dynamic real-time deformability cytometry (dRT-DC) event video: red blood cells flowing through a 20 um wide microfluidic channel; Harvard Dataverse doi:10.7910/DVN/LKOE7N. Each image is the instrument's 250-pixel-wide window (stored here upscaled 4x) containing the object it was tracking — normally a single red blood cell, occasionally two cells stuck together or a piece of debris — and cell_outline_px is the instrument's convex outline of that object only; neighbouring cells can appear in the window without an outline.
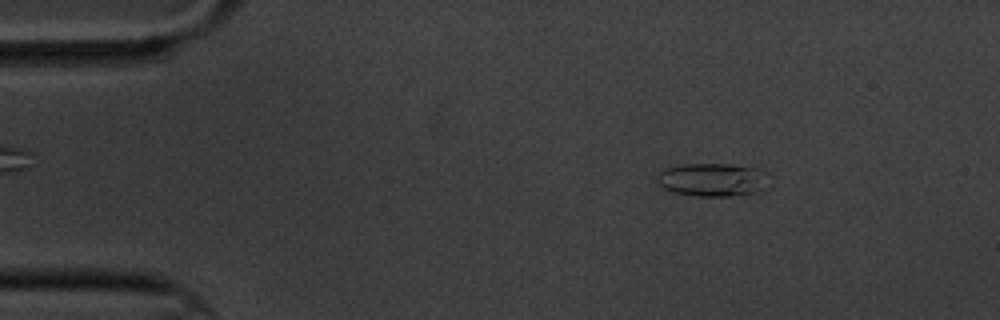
{"species": "common noctule bat (a hibernating species)", "species_latin": "Nyctalus noctula", "temperature_condition": "cold", "stored_images_in_passage": 4, "camera_frame_rate_fps": 3000, "um_per_image_px": 0.085, "animal": {"sex": "male", "body_mass_g": 20.1, "forearm_length_mm": 53.5}, "frame": {"image": 1, "passage_image": 2, "time_ms": 1.0, "image_size_px": [1000, 320], "cell_outline_px": [[768, 188], [760, 192], [728, 196], [696, 196], [672, 192], [664, 188], [656, 180], [656, 176], [664, 168], [688, 164], [732, 164], [752, 168]], "centroid_in_image_um": [60.42, 15.3], "position_along_channel_um": 24.6, "area_um2": 20.98}}